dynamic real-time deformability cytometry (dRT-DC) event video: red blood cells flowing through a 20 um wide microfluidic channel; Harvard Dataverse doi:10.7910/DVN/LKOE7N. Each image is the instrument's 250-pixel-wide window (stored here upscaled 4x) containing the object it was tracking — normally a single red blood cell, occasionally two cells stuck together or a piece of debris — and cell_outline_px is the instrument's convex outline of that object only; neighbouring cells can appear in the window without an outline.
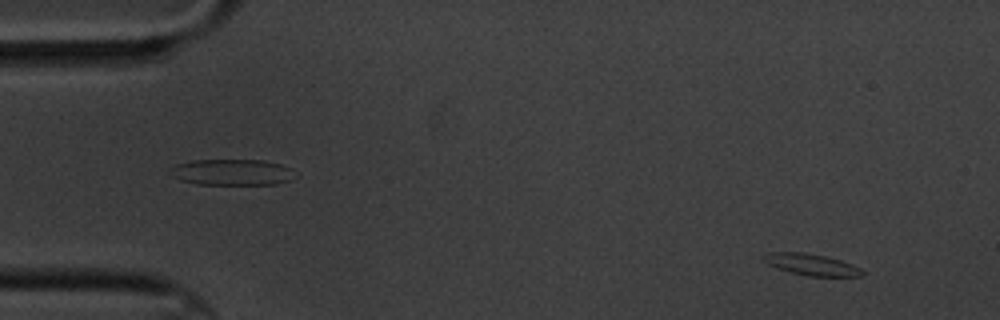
{"species": "common noctule bat (a hibernating species)", "species_latin": "Nyctalus noctula", "temperature_condition": "cold", "stored_images_in_passage": 5, "camera_frame_rate_fps": 3000, "um_per_image_px": 0.085, "animal": {"sex": "male", "body_mass_g": 20.1, "forearm_length_mm": 53.5}, "frame": {"image": 1, "passage_image": 1, "time_ms": 0.0, "image_size_px": [1000, 320], "cell_outline_px": [[864, 276], [808, 276], [776, 268], [768, 264], [760, 256], [768, 252], [804, 252], [824, 256], [840, 260], [852, 264], [860, 268], [864, 272]], "centroid_in_image_um": [68.95, 22.48], "position_along_channel_um": 16.1, "area_um2": 12.31}}
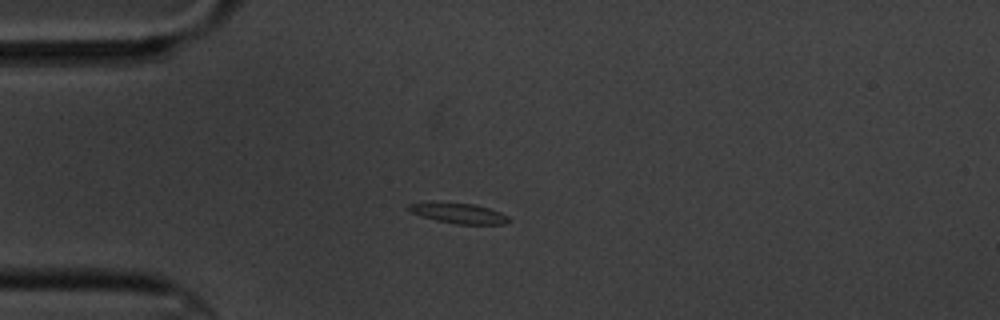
{"frame": {"image": 2, "passage_image": 3, "time_ms": 3.333, "image_size_px": [1000, 320], "cell_outline_px": [[512, 220], [504, 224], [456, 224], [436, 220], [420, 216], [404, 208], [408, 204], [432, 200], [476, 204], [500, 212], [508, 216]], "centroid_in_image_um": [38.91, 18.09], "position_along_channel_um": 46.1, "area_um2": 12.37}}
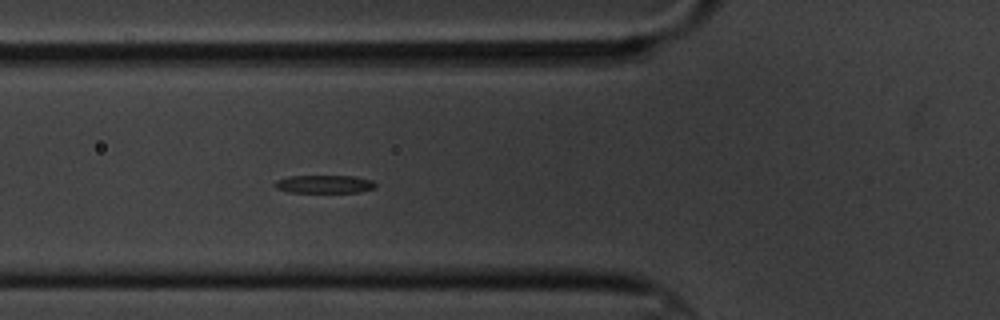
{"frame": {"image": 3, "passage_image": 5, "time_ms": 5.333, "image_size_px": [1000, 320], "cell_outline_px": [[376, 188], [360, 192], [288, 192], [276, 188], [272, 184], [276, 180], [288, 176], [352, 176], [376, 180]], "centroid_in_image_um": [27.59, 15.65], "position_along_channel_um": 98.2, "area_um2": 10.75}}